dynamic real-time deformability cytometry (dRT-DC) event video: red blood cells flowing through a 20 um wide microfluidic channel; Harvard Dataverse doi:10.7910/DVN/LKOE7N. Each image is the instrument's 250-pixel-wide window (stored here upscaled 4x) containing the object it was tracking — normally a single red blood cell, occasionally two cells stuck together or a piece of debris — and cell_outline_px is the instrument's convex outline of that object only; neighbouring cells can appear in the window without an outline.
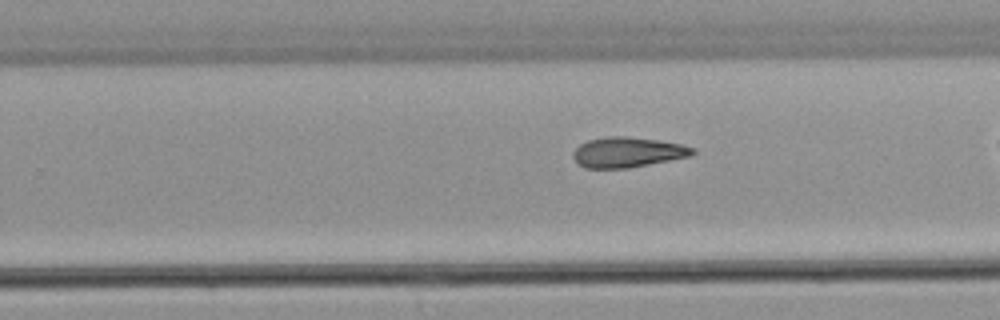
{"species": "common noctule bat (a hibernating species)", "species_latin": "Nyctalus noctula", "temperature_condition": "warm", "stored_images_in_passage": 31, "camera_frame_rate_fps": 3000, "um_per_image_px": 0.085, "animal": {"sex": "male", "body_mass_g": 21.5, "forearm_length_mm": 52.0}, "frame": {"image": 1, "passage_image": 22, "time_ms": 7.0, "image_size_px": [1000, 320], "cell_outline_px": [[696, 152], [692, 156], [628, 168], [584, 168], [572, 156], [572, 152], [580, 144], [588, 140], [608, 136], [624, 136], [660, 140], [680, 144], [696, 148]], "centroid_in_image_um": [53.37, 12.94], "position_along_channel_um": 276.4, "area_um2": 21.1}}